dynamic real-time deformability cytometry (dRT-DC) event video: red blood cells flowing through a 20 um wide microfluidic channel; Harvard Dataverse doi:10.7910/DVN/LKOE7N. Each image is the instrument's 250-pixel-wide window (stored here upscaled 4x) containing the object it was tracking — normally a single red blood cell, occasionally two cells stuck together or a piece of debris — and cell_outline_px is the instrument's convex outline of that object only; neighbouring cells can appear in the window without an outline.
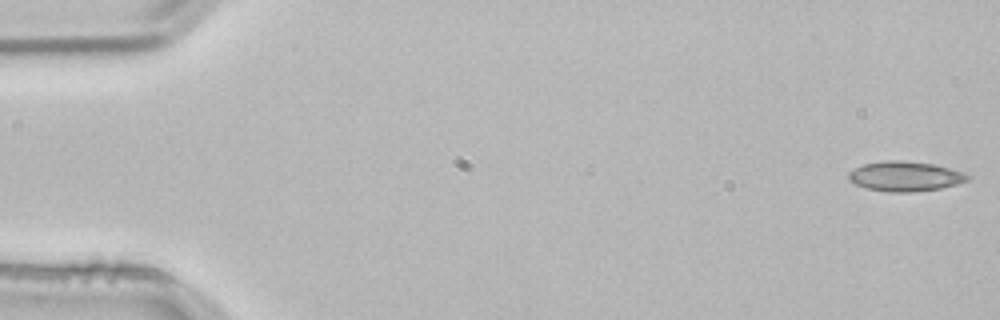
{"species": "common noctule bat (a hibernating species)", "species_latin": "Nyctalus noctula", "temperature_condition": "room temperature", "stored_images_in_passage": 9, "camera_frame_rate_fps": 3000, "um_per_image_px": 0.085, "animal": {"sex": "male", "body_mass_g": 21.5, "forearm_length_mm": 52.0}, "frame": {"image": 1, "passage_image": 1, "time_ms": 0.0, "image_size_px": [1000, 320], "cell_outline_px": [[972, 176], [968, 180], [956, 184], [940, 188], [912, 192], [888, 192], [868, 188], [856, 184], [848, 180], [848, 172], [864, 164], [884, 160], [900, 160], [932, 164], [964, 172]], "centroid_in_image_um": [76.93, 14.98], "position_along_channel_um": 8.1, "area_um2": 20.58}}